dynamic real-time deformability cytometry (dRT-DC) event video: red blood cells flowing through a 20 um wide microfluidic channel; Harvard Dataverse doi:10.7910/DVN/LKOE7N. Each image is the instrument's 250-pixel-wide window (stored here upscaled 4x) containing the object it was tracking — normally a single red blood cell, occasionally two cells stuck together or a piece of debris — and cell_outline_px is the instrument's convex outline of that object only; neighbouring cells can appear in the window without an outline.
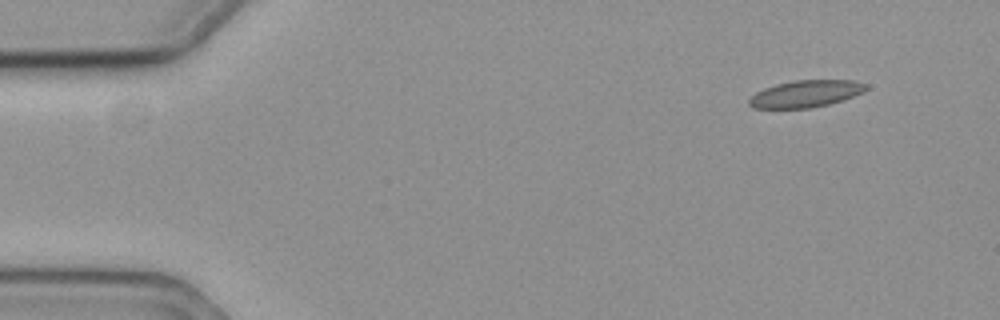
{"species": "common noctule bat (a hibernating species)", "species_latin": "Nyctalus noctula", "temperature_condition": "cold", "stored_images_in_passage": 54, "camera_frame_rate_fps": 3000, "um_per_image_px": 0.085, "animal": {"sex": "female", "body_mass_g": 19.3, "forearm_length_mm": 54.1}, "frame": {"image": 1, "passage_image": 1, "time_ms": 0.0, "image_size_px": [1000, 320], "cell_outline_px": [[868, 88], [864, 92], [828, 104], [808, 108], [752, 108], [748, 104], [748, 100], [756, 92], [764, 88], [776, 84], [796, 80], [856, 80], [868, 84]], "centroid_in_image_um": [68.49, 7.96], "position_along_channel_um": 16.5, "area_um2": 18.32}}
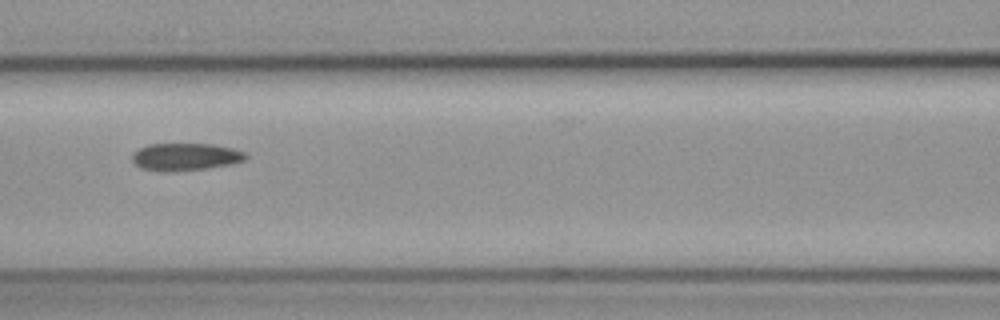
{"frame": {"image": 2, "passage_image": 21, "time_ms": 6.667, "image_size_px": [1000, 320], "cell_outline_px": [[248, 156], [244, 160], [232, 164], [208, 168], [140, 168], [132, 160], [132, 152], [148, 144], [212, 144], [232, 148], [248, 152]], "centroid_in_image_um": [15.85, 13.27], "position_along_channel_um": 150.8, "area_um2": 17.28}}
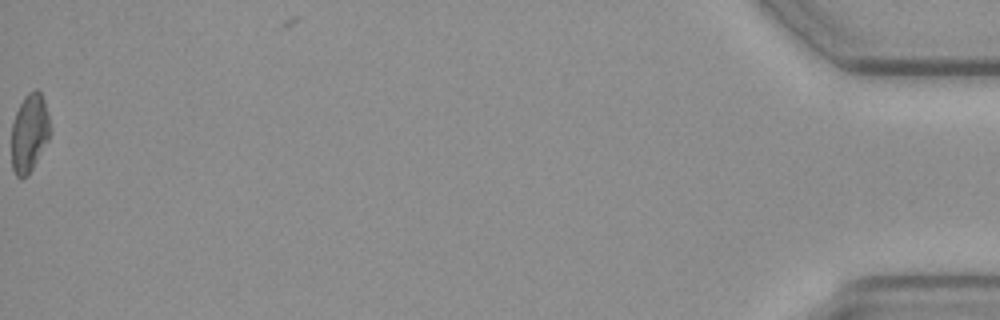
{"frame": {"image": 3, "passage_image": 54, "time_ms": 17.667, "image_size_px": [1000, 320], "cell_outline_px": [[52, 128], [48, 140], [28, 176], [16, 176], [12, 168], [12, 124], [16, 112], [24, 96], [28, 92], [36, 88], [40, 92], [44, 100]], "centroid_in_image_um": [2.51, 11.27], "position_along_channel_um": 432.7, "area_um2": 17.63}, "authors_computed_cell_mechanics": {"area_um2": 18.2359, "velocity_mm_per_s": 3.5655, "shape_relaxation_time_tau1_ms": null, "shape_relaxation_time_tau2_ms": 6.6597, "deformation_change_tau1": null, "deformation_change_tau2": 0.1353}}